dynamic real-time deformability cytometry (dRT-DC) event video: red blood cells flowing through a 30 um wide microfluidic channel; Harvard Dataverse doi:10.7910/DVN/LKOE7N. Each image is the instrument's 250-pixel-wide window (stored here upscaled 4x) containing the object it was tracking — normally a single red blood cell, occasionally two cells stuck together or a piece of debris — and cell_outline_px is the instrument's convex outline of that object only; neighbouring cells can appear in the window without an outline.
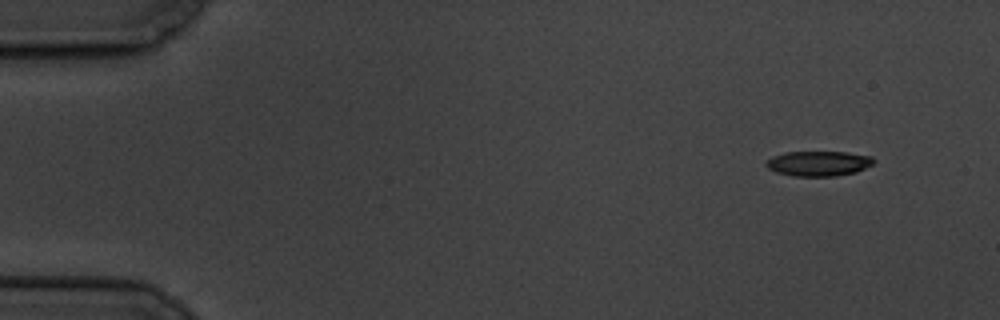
{"species": "common noctule bat (a hibernating species)", "species_latin": "Nyctalus noctula", "temperature_condition": "cold", "stored_images_in_passage": 2, "camera_frame_rate_fps": 3000, "um_per_image_px": 0.085, "animal": {"sex": "male", "body_mass_g": 19.5, "forearm_length_mm": 54.6}, "frame": {"image": 1, "passage_image": 2, "time_ms": 1.333, "image_size_px": [1000, 320], "cell_outline_px": [[876, 160], [872, 164], [856, 172], [836, 176], [792, 176], [776, 172], [768, 168], [764, 164], [772, 156], [784, 152], [848, 152], [872, 156]], "centroid_in_image_um": [69.57, 13.89], "position_along_channel_um": 15.4, "area_um2": 15.78}}